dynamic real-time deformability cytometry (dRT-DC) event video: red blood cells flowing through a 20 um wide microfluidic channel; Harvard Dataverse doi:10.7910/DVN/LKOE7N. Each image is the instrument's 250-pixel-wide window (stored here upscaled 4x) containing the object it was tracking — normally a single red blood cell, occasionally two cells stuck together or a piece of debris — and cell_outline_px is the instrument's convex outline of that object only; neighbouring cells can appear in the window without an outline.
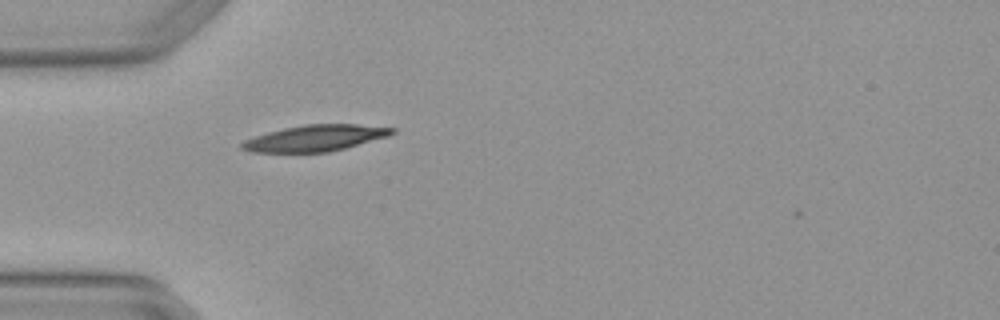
{"species": "Egyptian fruit bat (a non-hibernating species)", "species_latin": "Rousettus aegyptiacus", "temperature_condition": "warm", "stored_images_in_passage": 1, "camera_frame_rate_fps": 3000, "um_per_image_px": 0.085, "animal": {"sex": "female"}, "frame": {"image": 1, "passage_image": 1, "time_ms": 0.0, "image_size_px": [1000, 320], "cell_outline_px": [[396, 132], [388, 136], [344, 148], [328, 152], [252, 152], [240, 148], [240, 144], [244, 140], [268, 132], [284, 128], [304, 124], [356, 124], [396, 128]], "centroid_in_image_um": [26.79, 11.73], "position_along_channel_um": 58.2, "area_um2": 22.77}}